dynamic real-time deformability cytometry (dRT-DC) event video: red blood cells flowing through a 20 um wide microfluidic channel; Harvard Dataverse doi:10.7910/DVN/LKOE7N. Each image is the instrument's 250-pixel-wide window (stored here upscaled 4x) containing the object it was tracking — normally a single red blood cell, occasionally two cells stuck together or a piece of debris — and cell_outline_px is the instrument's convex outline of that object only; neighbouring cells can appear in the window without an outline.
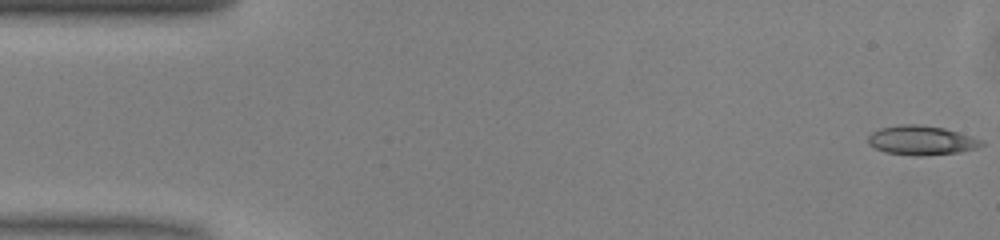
{"species": "common noctule bat (a hibernating species)", "species_latin": "Nyctalus noctula", "temperature_condition": "warm", "stored_images_in_passage": 47, "camera_frame_rate_fps": 3000, "um_per_image_px": 0.085, "animal": {"sex": "male", "body_mass_g": 13.0, "forearm_length_mm": 53.1}, "frame": {"image": 1, "passage_image": 1, "time_ms": 0.0, "image_size_px": [1000, 240], "cell_outline_px": [[984, 144], [976, 148], [960, 152], [920, 156], [912, 156], [884, 152], [868, 144], [868, 136], [872, 132], [880, 128], [900, 124], [916, 124], [944, 128], [972, 136], [984, 140]], "centroid_in_image_um": [78.32, 11.93], "position_along_channel_um": 6.7, "area_um2": 19.48}}
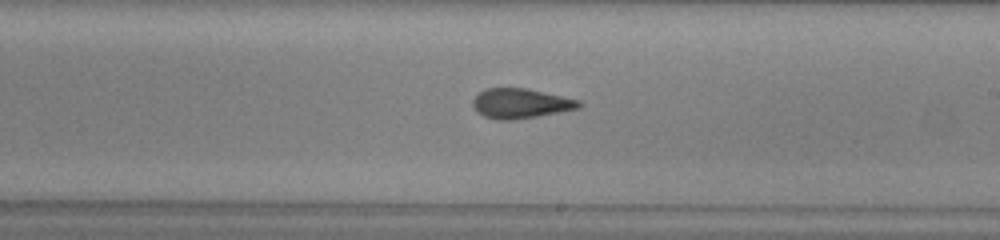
{"frame": {"image": 2, "passage_image": 28, "time_ms": 9.0, "image_size_px": [1000, 240], "cell_outline_px": [[584, 104], [580, 108], [536, 116], [512, 120], [496, 120], [484, 116], [476, 112], [472, 104], [472, 100], [480, 92], [488, 88], [524, 88], [580, 100]], "centroid_in_image_um": [44.24, 8.8], "position_along_channel_um": 244.8, "area_um2": 18.32}}
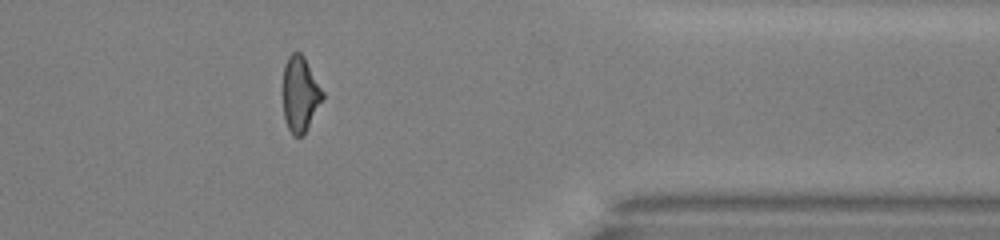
{"frame": {"image": 3, "passage_image": 40, "time_ms": 13.0, "image_size_px": [1000, 240], "cell_outline_px": [[324, 96], [304, 136], [292, 136], [284, 120], [280, 92], [284, 64], [288, 56], [292, 52], [300, 52], [304, 56], [324, 92]], "centroid_in_image_um": [25.45, 8.0], "position_along_channel_um": 385.9, "area_um2": 18.21}, "authors_computed_cell_mechanics": {"area_um2": 18.496, "velocity_mm_per_s": 4.104, "shape_relaxation_time_tau1_ms": 6.1493, "shape_relaxation_time_tau2_ms": 1.7543, "deformation_change_tau1": 0.1746, "deformation_change_tau2": 0.0969}}